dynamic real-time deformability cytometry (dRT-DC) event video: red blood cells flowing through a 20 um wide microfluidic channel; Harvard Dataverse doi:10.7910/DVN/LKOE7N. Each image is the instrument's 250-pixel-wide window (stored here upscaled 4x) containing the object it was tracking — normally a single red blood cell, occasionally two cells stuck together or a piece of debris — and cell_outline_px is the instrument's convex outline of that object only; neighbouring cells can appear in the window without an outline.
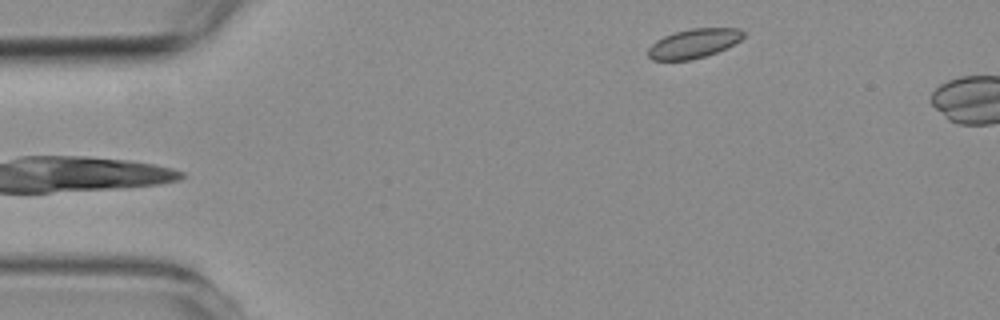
{"species": "common noctule bat (a hibernating species)", "species_latin": "Nyctalus noctula", "temperature_condition": "room temperature", "stored_images_in_passage": 7, "camera_frame_rate_fps": 3000, "um_per_image_px": 0.085, "animal": {"sex": "female", "body_mass_g": 19.3, "forearm_length_mm": 54.1}, "frame": {"image": 1, "passage_image": 7, "time_ms": 7.0, "image_size_px": [1000, 320], "cell_outline_px": [[744, 36], [740, 40], [716, 52], [692, 60], [652, 60], [648, 56], [648, 48], [656, 40], [664, 36], [676, 32], [692, 28], [740, 28], [744, 32]], "centroid_in_image_um": [58.95, 3.69], "position_along_channel_um": 26.1, "area_um2": 16.07}}